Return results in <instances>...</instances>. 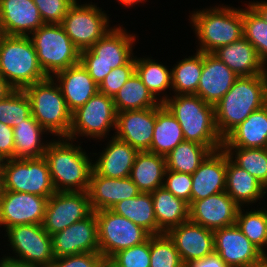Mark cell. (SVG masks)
<instances>
[{
	"mask_svg": "<svg viewBox=\"0 0 267 267\" xmlns=\"http://www.w3.org/2000/svg\"><path fill=\"white\" fill-rule=\"evenodd\" d=\"M55 258L99 252L98 222L95 211L51 236Z\"/></svg>",
	"mask_w": 267,
	"mask_h": 267,
	"instance_id": "cell-16",
	"label": "cell"
},
{
	"mask_svg": "<svg viewBox=\"0 0 267 267\" xmlns=\"http://www.w3.org/2000/svg\"><path fill=\"white\" fill-rule=\"evenodd\" d=\"M166 234L173 241L184 265L214 252L213 231L190 220L170 229Z\"/></svg>",
	"mask_w": 267,
	"mask_h": 267,
	"instance_id": "cell-20",
	"label": "cell"
},
{
	"mask_svg": "<svg viewBox=\"0 0 267 267\" xmlns=\"http://www.w3.org/2000/svg\"><path fill=\"white\" fill-rule=\"evenodd\" d=\"M3 191V177H0V199L2 197Z\"/></svg>",
	"mask_w": 267,
	"mask_h": 267,
	"instance_id": "cell-58",
	"label": "cell"
},
{
	"mask_svg": "<svg viewBox=\"0 0 267 267\" xmlns=\"http://www.w3.org/2000/svg\"><path fill=\"white\" fill-rule=\"evenodd\" d=\"M214 252L228 267H247L258 262L263 253L241 232L236 224L213 231Z\"/></svg>",
	"mask_w": 267,
	"mask_h": 267,
	"instance_id": "cell-19",
	"label": "cell"
},
{
	"mask_svg": "<svg viewBox=\"0 0 267 267\" xmlns=\"http://www.w3.org/2000/svg\"><path fill=\"white\" fill-rule=\"evenodd\" d=\"M109 15L95 2L79 3L76 0L68 9L61 25L73 44L83 51L90 49L114 27L110 24L112 21Z\"/></svg>",
	"mask_w": 267,
	"mask_h": 267,
	"instance_id": "cell-10",
	"label": "cell"
},
{
	"mask_svg": "<svg viewBox=\"0 0 267 267\" xmlns=\"http://www.w3.org/2000/svg\"><path fill=\"white\" fill-rule=\"evenodd\" d=\"M92 212L87 191L55 192L48 199L42 226L52 236Z\"/></svg>",
	"mask_w": 267,
	"mask_h": 267,
	"instance_id": "cell-14",
	"label": "cell"
},
{
	"mask_svg": "<svg viewBox=\"0 0 267 267\" xmlns=\"http://www.w3.org/2000/svg\"><path fill=\"white\" fill-rule=\"evenodd\" d=\"M110 210L142 227L151 236L157 235V221L151 193L141 192L133 198L116 203Z\"/></svg>",
	"mask_w": 267,
	"mask_h": 267,
	"instance_id": "cell-35",
	"label": "cell"
},
{
	"mask_svg": "<svg viewBox=\"0 0 267 267\" xmlns=\"http://www.w3.org/2000/svg\"><path fill=\"white\" fill-rule=\"evenodd\" d=\"M248 4L264 19L267 23V0L266 1H250Z\"/></svg>",
	"mask_w": 267,
	"mask_h": 267,
	"instance_id": "cell-52",
	"label": "cell"
},
{
	"mask_svg": "<svg viewBox=\"0 0 267 267\" xmlns=\"http://www.w3.org/2000/svg\"><path fill=\"white\" fill-rule=\"evenodd\" d=\"M223 147L267 148V103L234 128L223 139Z\"/></svg>",
	"mask_w": 267,
	"mask_h": 267,
	"instance_id": "cell-29",
	"label": "cell"
},
{
	"mask_svg": "<svg viewBox=\"0 0 267 267\" xmlns=\"http://www.w3.org/2000/svg\"><path fill=\"white\" fill-rule=\"evenodd\" d=\"M154 215L157 221V235L189 220V204L175 197L164 187L151 192Z\"/></svg>",
	"mask_w": 267,
	"mask_h": 267,
	"instance_id": "cell-30",
	"label": "cell"
},
{
	"mask_svg": "<svg viewBox=\"0 0 267 267\" xmlns=\"http://www.w3.org/2000/svg\"><path fill=\"white\" fill-rule=\"evenodd\" d=\"M112 258L123 267H150V237L139 245L117 252Z\"/></svg>",
	"mask_w": 267,
	"mask_h": 267,
	"instance_id": "cell-45",
	"label": "cell"
},
{
	"mask_svg": "<svg viewBox=\"0 0 267 267\" xmlns=\"http://www.w3.org/2000/svg\"><path fill=\"white\" fill-rule=\"evenodd\" d=\"M134 72L135 56L127 64L112 69L98 85L99 92L113 98Z\"/></svg>",
	"mask_w": 267,
	"mask_h": 267,
	"instance_id": "cell-44",
	"label": "cell"
},
{
	"mask_svg": "<svg viewBox=\"0 0 267 267\" xmlns=\"http://www.w3.org/2000/svg\"><path fill=\"white\" fill-rule=\"evenodd\" d=\"M89 201L93 211L111 209L122 200L133 198L141 193L138 186L127 178H107L94 169L89 181Z\"/></svg>",
	"mask_w": 267,
	"mask_h": 267,
	"instance_id": "cell-23",
	"label": "cell"
},
{
	"mask_svg": "<svg viewBox=\"0 0 267 267\" xmlns=\"http://www.w3.org/2000/svg\"><path fill=\"white\" fill-rule=\"evenodd\" d=\"M14 89L7 83V81L0 75V100L4 99Z\"/></svg>",
	"mask_w": 267,
	"mask_h": 267,
	"instance_id": "cell-53",
	"label": "cell"
},
{
	"mask_svg": "<svg viewBox=\"0 0 267 267\" xmlns=\"http://www.w3.org/2000/svg\"><path fill=\"white\" fill-rule=\"evenodd\" d=\"M240 206L225 191L189 204V220L215 231L236 223Z\"/></svg>",
	"mask_w": 267,
	"mask_h": 267,
	"instance_id": "cell-17",
	"label": "cell"
},
{
	"mask_svg": "<svg viewBox=\"0 0 267 267\" xmlns=\"http://www.w3.org/2000/svg\"><path fill=\"white\" fill-rule=\"evenodd\" d=\"M193 55V56H192ZM185 56L171 67L172 94H196L203 67V52Z\"/></svg>",
	"mask_w": 267,
	"mask_h": 267,
	"instance_id": "cell-36",
	"label": "cell"
},
{
	"mask_svg": "<svg viewBox=\"0 0 267 267\" xmlns=\"http://www.w3.org/2000/svg\"><path fill=\"white\" fill-rule=\"evenodd\" d=\"M78 139L54 138L44 154L56 192L88 191L93 156Z\"/></svg>",
	"mask_w": 267,
	"mask_h": 267,
	"instance_id": "cell-1",
	"label": "cell"
},
{
	"mask_svg": "<svg viewBox=\"0 0 267 267\" xmlns=\"http://www.w3.org/2000/svg\"><path fill=\"white\" fill-rule=\"evenodd\" d=\"M15 159H30L44 157L46 148L52 141L45 137L51 136L36 120L30 115L23 122L13 127ZM46 135V136H44Z\"/></svg>",
	"mask_w": 267,
	"mask_h": 267,
	"instance_id": "cell-31",
	"label": "cell"
},
{
	"mask_svg": "<svg viewBox=\"0 0 267 267\" xmlns=\"http://www.w3.org/2000/svg\"><path fill=\"white\" fill-rule=\"evenodd\" d=\"M225 192L229 194L240 207L264 205L267 189L251 176L246 170L237 166L228 156ZM263 199V200H262ZM261 201H264V203ZM256 202H259L256 204ZM259 204V205H258Z\"/></svg>",
	"mask_w": 267,
	"mask_h": 267,
	"instance_id": "cell-27",
	"label": "cell"
},
{
	"mask_svg": "<svg viewBox=\"0 0 267 267\" xmlns=\"http://www.w3.org/2000/svg\"><path fill=\"white\" fill-rule=\"evenodd\" d=\"M254 206V208L240 207L237 213L236 225L241 232L263 253L266 257L267 248V208ZM251 208V209H250ZM250 210V211H249Z\"/></svg>",
	"mask_w": 267,
	"mask_h": 267,
	"instance_id": "cell-38",
	"label": "cell"
},
{
	"mask_svg": "<svg viewBox=\"0 0 267 267\" xmlns=\"http://www.w3.org/2000/svg\"><path fill=\"white\" fill-rule=\"evenodd\" d=\"M103 256L99 252L55 258L49 267H101Z\"/></svg>",
	"mask_w": 267,
	"mask_h": 267,
	"instance_id": "cell-48",
	"label": "cell"
},
{
	"mask_svg": "<svg viewBox=\"0 0 267 267\" xmlns=\"http://www.w3.org/2000/svg\"><path fill=\"white\" fill-rule=\"evenodd\" d=\"M5 160L0 156V177H2L3 174V164Z\"/></svg>",
	"mask_w": 267,
	"mask_h": 267,
	"instance_id": "cell-57",
	"label": "cell"
},
{
	"mask_svg": "<svg viewBox=\"0 0 267 267\" xmlns=\"http://www.w3.org/2000/svg\"><path fill=\"white\" fill-rule=\"evenodd\" d=\"M4 36L2 27H1V21H0V39Z\"/></svg>",
	"mask_w": 267,
	"mask_h": 267,
	"instance_id": "cell-59",
	"label": "cell"
},
{
	"mask_svg": "<svg viewBox=\"0 0 267 267\" xmlns=\"http://www.w3.org/2000/svg\"><path fill=\"white\" fill-rule=\"evenodd\" d=\"M119 4L123 5L124 7H127L130 8V7H135V5H138V4H145V2H149L148 0H116Z\"/></svg>",
	"mask_w": 267,
	"mask_h": 267,
	"instance_id": "cell-54",
	"label": "cell"
},
{
	"mask_svg": "<svg viewBox=\"0 0 267 267\" xmlns=\"http://www.w3.org/2000/svg\"><path fill=\"white\" fill-rule=\"evenodd\" d=\"M3 189L49 198L56 191L44 157L7 159L3 164Z\"/></svg>",
	"mask_w": 267,
	"mask_h": 267,
	"instance_id": "cell-11",
	"label": "cell"
},
{
	"mask_svg": "<svg viewBox=\"0 0 267 267\" xmlns=\"http://www.w3.org/2000/svg\"><path fill=\"white\" fill-rule=\"evenodd\" d=\"M150 267H184L173 241L166 233L150 236Z\"/></svg>",
	"mask_w": 267,
	"mask_h": 267,
	"instance_id": "cell-43",
	"label": "cell"
},
{
	"mask_svg": "<svg viewBox=\"0 0 267 267\" xmlns=\"http://www.w3.org/2000/svg\"><path fill=\"white\" fill-rule=\"evenodd\" d=\"M39 64L48 77L80 63L81 51L61 24H44L30 36Z\"/></svg>",
	"mask_w": 267,
	"mask_h": 267,
	"instance_id": "cell-8",
	"label": "cell"
},
{
	"mask_svg": "<svg viewBox=\"0 0 267 267\" xmlns=\"http://www.w3.org/2000/svg\"><path fill=\"white\" fill-rule=\"evenodd\" d=\"M76 0H33L44 24H61Z\"/></svg>",
	"mask_w": 267,
	"mask_h": 267,
	"instance_id": "cell-46",
	"label": "cell"
},
{
	"mask_svg": "<svg viewBox=\"0 0 267 267\" xmlns=\"http://www.w3.org/2000/svg\"><path fill=\"white\" fill-rule=\"evenodd\" d=\"M213 6L189 13L188 20L197 38L195 44L198 41L196 51L213 53L243 37V9L222 3Z\"/></svg>",
	"mask_w": 267,
	"mask_h": 267,
	"instance_id": "cell-2",
	"label": "cell"
},
{
	"mask_svg": "<svg viewBox=\"0 0 267 267\" xmlns=\"http://www.w3.org/2000/svg\"><path fill=\"white\" fill-rule=\"evenodd\" d=\"M53 78L58 83L71 113L99 91L98 84L81 63L56 73Z\"/></svg>",
	"mask_w": 267,
	"mask_h": 267,
	"instance_id": "cell-26",
	"label": "cell"
},
{
	"mask_svg": "<svg viewBox=\"0 0 267 267\" xmlns=\"http://www.w3.org/2000/svg\"><path fill=\"white\" fill-rule=\"evenodd\" d=\"M117 113L157 107L160 103L153 97L142 80L134 72L113 97Z\"/></svg>",
	"mask_w": 267,
	"mask_h": 267,
	"instance_id": "cell-37",
	"label": "cell"
},
{
	"mask_svg": "<svg viewBox=\"0 0 267 267\" xmlns=\"http://www.w3.org/2000/svg\"><path fill=\"white\" fill-rule=\"evenodd\" d=\"M117 111L112 97L99 91L83 106L72 113V124L69 139L76 140L86 137L92 140L104 141L110 131H115ZM105 139V140H104Z\"/></svg>",
	"mask_w": 267,
	"mask_h": 267,
	"instance_id": "cell-9",
	"label": "cell"
},
{
	"mask_svg": "<svg viewBox=\"0 0 267 267\" xmlns=\"http://www.w3.org/2000/svg\"><path fill=\"white\" fill-rule=\"evenodd\" d=\"M156 122V107L117 113L114 137L138 152L149 151Z\"/></svg>",
	"mask_w": 267,
	"mask_h": 267,
	"instance_id": "cell-18",
	"label": "cell"
},
{
	"mask_svg": "<svg viewBox=\"0 0 267 267\" xmlns=\"http://www.w3.org/2000/svg\"><path fill=\"white\" fill-rule=\"evenodd\" d=\"M143 57L135 55V72L153 97L163 104L172 95L171 68L152 56Z\"/></svg>",
	"mask_w": 267,
	"mask_h": 267,
	"instance_id": "cell-32",
	"label": "cell"
},
{
	"mask_svg": "<svg viewBox=\"0 0 267 267\" xmlns=\"http://www.w3.org/2000/svg\"><path fill=\"white\" fill-rule=\"evenodd\" d=\"M180 124L185 141L207 146L211 151L223 147L215 123V107L198 95H171L164 103Z\"/></svg>",
	"mask_w": 267,
	"mask_h": 267,
	"instance_id": "cell-4",
	"label": "cell"
},
{
	"mask_svg": "<svg viewBox=\"0 0 267 267\" xmlns=\"http://www.w3.org/2000/svg\"><path fill=\"white\" fill-rule=\"evenodd\" d=\"M4 239H7L8 252L4 257L22 263L37 264L49 267L55 257L52 251V238L42 224H23L7 228ZM9 248L11 250H9ZM9 255V256H8Z\"/></svg>",
	"mask_w": 267,
	"mask_h": 267,
	"instance_id": "cell-12",
	"label": "cell"
},
{
	"mask_svg": "<svg viewBox=\"0 0 267 267\" xmlns=\"http://www.w3.org/2000/svg\"><path fill=\"white\" fill-rule=\"evenodd\" d=\"M228 154L223 148L211 151L191 175V201L225 191Z\"/></svg>",
	"mask_w": 267,
	"mask_h": 267,
	"instance_id": "cell-21",
	"label": "cell"
},
{
	"mask_svg": "<svg viewBox=\"0 0 267 267\" xmlns=\"http://www.w3.org/2000/svg\"><path fill=\"white\" fill-rule=\"evenodd\" d=\"M0 265L2 267H47L37 264L22 263L4 256L0 258Z\"/></svg>",
	"mask_w": 267,
	"mask_h": 267,
	"instance_id": "cell-51",
	"label": "cell"
},
{
	"mask_svg": "<svg viewBox=\"0 0 267 267\" xmlns=\"http://www.w3.org/2000/svg\"><path fill=\"white\" fill-rule=\"evenodd\" d=\"M266 103V73L239 77L215 106V123L222 139Z\"/></svg>",
	"mask_w": 267,
	"mask_h": 267,
	"instance_id": "cell-3",
	"label": "cell"
},
{
	"mask_svg": "<svg viewBox=\"0 0 267 267\" xmlns=\"http://www.w3.org/2000/svg\"><path fill=\"white\" fill-rule=\"evenodd\" d=\"M137 37L123 25L115 24L90 49L81 51L80 63L99 85L112 69L127 64L135 56Z\"/></svg>",
	"mask_w": 267,
	"mask_h": 267,
	"instance_id": "cell-5",
	"label": "cell"
},
{
	"mask_svg": "<svg viewBox=\"0 0 267 267\" xmlns=\"http://www.w3.org/2000/svg\"><path fill=\"white\" fill-rule=\"evenodd\" d=\"M212 54L239 77L266 73L267 67L261 61L254 46L244 36L233 43L218 48Z\"/></svg>",
	"mask_w": 267,
	"mask_h": 267,
	"instance_id": "cell-28",
	"label": "cell"
},
{
	"mask_svg": "<svg viewBox=\"0 0 267 267\" xmlns=\"http://www.w3.org/2000/svg\"><path fill=\"white\" fill-rule=\"evenodd\" d=\"M31 115V103L24 90H13L0 100V122L15 127Z\"/></svg>",
	"mask_w": 267,
	"mask_h": 267,
	"instance_id": "cell-42",
	"label": "cell"
},
{
	"mask_svg": "<svg viewBox=\"0 0 267 267\" xmlns=\"http://www.w3.org/2000/svg\"><path fill=\"white\" fill-rule=\"evenodd\" d=\"M222 148L237 166L254 176L267 189V148Z\"/></svg>",
	"mask_w": 267,
	"mask_h": 267,
	"instance_id": "cell-40",
	"label": "cell"
},
{
	"mask_svg": "<svg viewBox=\"0 0 267 267\" xmlns=\"http://www.w3.org/2000/svg\"><path fill=\"white\" fill-rule=\"evenodd\" d=\"M95 214L98 222L99 253L103 258L139 245L151 236L142 227L110 209L95 211Z\"/></svg>",
	"mask_w": 267,
	"mask_h": 267,
	"instance_id": "cell-13",
	"label": "cell"
},
{
	"mask_svg": "<svg viewBox=\"0 0 267 267\" xmlns=\"http://www.w3.org/2000/svg\"><path fill=\"white\" fill-rule=\"evenodd\" d=\"M243 6V36L267 67V23L248 3Z\"/></svg>",
	"mask_w": 267,
	"mask_h": 267,
	"instance_id": "cell-41",
	"label": "cell"
},
{
	"mask_svg": "<svg viewBox=\"0 0 267 267\" xmlns=\"http://www.w3.org/2000/svg\"><path fill=\"white\" fill-rule=\"evenodd\" d=\"M184 267H228L225 261L218 253L213 252L199 260H193L184 265Z\"/></svg>",
	"mask_w": 267,
	"mask_h": 267,
	"instance_id": "cell-50",
	"label": "cell"
},
{
	"mask_svg": "<svg viewBox=\"0 0 267 267\" xmlns=\"http://www.w3.org/2000/svg\"><path fill=\"white\" fill-rule=\"evenodd\" d=\"M182 141L184 134L180 124L168 108L160 103L156 107L153 140L148 152L166 157Z\"/></svg>",
	"mask_w": 267,
	"mask_h": 267,
	"instance_id": "cell-34",
	"label": "cell"
},
{
	"mask_svg": "<svg viewBox=\"0 0 267 267\" xmlns=\"http://www.w3.org/2000/svg\"><path fill=\"white\" fill-rule=\"evenodd\" d=\"M238 78L239 76L215 55L203 53L202 73L195 95L215 107Z\"/></svg>",
	"mask_w": 267,
	"mask_h": 267,
	"instance_id": "cell-22",
	"label": "cell"
},
{
	"mask_svg": "<svg viewBox=\"0 0 267 267\" xmlns=\"http://www.w3.org/2000/svg\"><path fill=\"white\" fill-rule=\"evenodd\" d=\"M0 156L4 159H15L14 131L12 127L0 122Z\"/></svg>",
	"mask_w": 267,
	"mask_h": 267,
	"instance_id": "cell-49",
	"label": "cell"
},
{
	"mask_svg": "<svg viewBox=\"0 0 267 267\" xmlns=\"http://www.w3.org/2000/svg\"><path fill=\"white\" fill-rule=\"evenodd\" d=\"M247 267H267V257H262L258 262L248 265Z\"/></svg>",
	"mask_w": 267,
	"mask_h": 267,
	"instance_id": "cell-56",
	"label": "cell"
},
{
	"mask_svg": "<svg viewBox=\"0 0 267 267\" xmlns=\"http://www.w3.org/2000/svg\"><path fill=\"white\" fill-rule=\"evenodd\" d=\"M101 267H123L118 264L112 257L103 258Z\"/></svg>",
	"mask_w": 267,
	"mask_h": 267,
	"instance_id": "cell-55",
	"label": "cell"
},
{
	"mask_svg": "<svg viewBox=\"0 0 267 267\" xmlns=\"http://www.w3.org/2000/svg\"><path fill=\"white\" fill-rule=\"evenodd\" d=\"M0 75L15 90H23L48 77L29 36L4 35L0 39Z\"/></svg>",
	"mask_w": 267,
	"mask_h": 267,
	"instance_id": "cell-6",
	"label": "cell"
},
{
	"mask_svg": "<svg viewBox=\"0 0 267 267\" xmlns=\"http://www.w3.org/2000/svg\"><path fill=\"white\" fill-rule=\"evenodd\" d=\"M163 187L175 197L191 203L192 177L191 174L166 169Z\"/></svg>",
	"mask_w": 267,
	"mask_h": 267,
	"instance_id": "cell-47",
	"label": "cell"
},
{
	"mask_svg": "<svg viewBox=\"0 0 267 267\" xmlns=\"http://www.w3.org/2000/svg\"><path fill=\"white\" fill-rule=\"evenodd\" d=\"M49 198L4 190L0 199V228L42 224Z\"/></svg>",
	"mask_w": 267,
	"mask_h": 267,
	"instance_id": "cell-15",
	"label": "cell"
},
{
	"mask_svg": "<svg viewBox=\"0 0 267 267\" xmlns=\"http://www.w3.org/2000/svg\"><path fill=\"white\" fill-rule=\"evenodd\" d=\"M165 171V156L143 151L136 154L130 178L141 192L151 193L163 187Z\"/></svg>",
	"mask_w": 267,
	"mask_h": 267,
	"instance_id": "cell-33",
	"label": "cell"
},
{
	"mask_svg": "<svg viewBox=\"0 0 267 267\" xmlns=\"http://www.w3.org/2000/svg\"><path fill=\"white\" fill-rule=\"evenodd\" d=\"M31 103V115L53 138H68L72 113L67 108L58 83L53 77L25 87Z\"/></svg>",
	"mask_w": 267,
	"mask_h": 267,
	"instance_id": "cell-7",
	"label": "cell"
},
{
	"mask_svg": "<svg viewBox=\"0 0 267 267\" xmlns=\"http://www.w3.org/2000/svg\"><path fill=\"white\" fill-rule=\"evenodd\" d=\"M0 21L4 35L30 36L44 22L33 0H0Z\"/></svg>",
	"mask_w": 267,
	"mask_h": 267,
	"instance_id": "cell-25",
	"label": "cell"
},
{
	"mask_svg": "<svg viewBox=\"0 0 267 267\" xmlns=\"http://www.w3.org/2000/svg\"><path fill=\"white\" fill-rule=\"evenodd\" d=\"M211 150L192 141H182L165 158L166 169L193 174Z\"/></svg>",
	"mask_w": 267,
	"mask_h": 267,
	"instance_id": "cell-39",
	"label": "cell"
},
{
	"mask_svg": "<svg viewBox=\"0 0 267 267\" xmlns=\"http://www.w3.org/2000/svg\"><path fill=\"white\" fill-rule=\"evenodd\" d=\"M109 138H107L108 141L104 144L105 146L103 145L101 152L92 153L93 169L99 175L107 178L130 177L138 151L114 136Z\"/></svg>",
	"mask_w": 267,
	"mask_h": 267,
	"instance_id": "cell-24",
	"label": "cell"
}]
</instances>
